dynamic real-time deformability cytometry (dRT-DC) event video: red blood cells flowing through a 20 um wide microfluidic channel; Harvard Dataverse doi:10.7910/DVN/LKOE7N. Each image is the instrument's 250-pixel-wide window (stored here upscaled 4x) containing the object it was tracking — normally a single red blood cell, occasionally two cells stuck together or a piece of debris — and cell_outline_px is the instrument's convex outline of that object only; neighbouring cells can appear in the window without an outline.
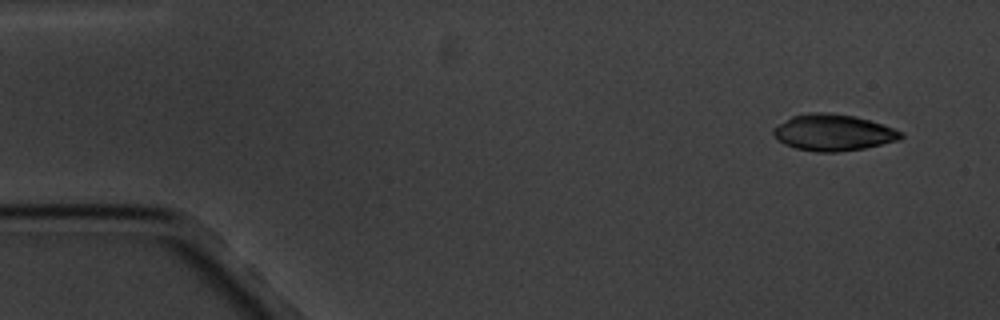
{"species": "common noctule bat (a hibernating species)", "species_latin": "Nyctalus noctula", "temperature_condition": "cold", "stored_images_in_passage": 5, "camera_frame_rate_fps": 3000, "um_per_image_px": 0.085, "animal": {"sex": "male", "body_mass_g": 20.1, "forearm_length_mm": 53.5}, "frame": {"image": 1, "passage_image": 1, "time_ms": 0.0, "image_size_px": [1000, 320], "cell_outline_px": [[904, 136], [900, 140], [864, 148], [836, 152], [816, 152], [796, 148], [784, 144], [772, 132], [772, 128], [792, 116], [808, 112], [828, 112], [856, 116], [904, 132]], "centroid_in_image_um": [70.83, 11.26], "position_along_channel_um": 14.2, "area_um2": 26.99}}
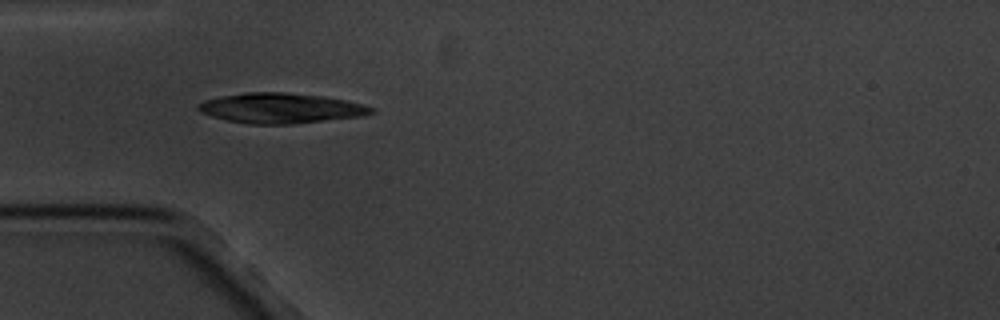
{"frame": {"image": 2, "passage_image": 4, "time_ms": 4.333, "image_size_px": [1000, 320], "cell_outline_px": [[376, 112], [364, 116], [292, 124], [248, 124], [228, 120], [212, 116], [200, 112], [196, 108], [196, 104], [204, 100], [220, 96], [244, 92], [284, 92], [320, 96], [344, 100], [364, 104], [376, 108]], "centroid_in_image_um": [23.87, 9.19], "position_along_channel_um": 61.1, "area_um2": 30.58}}
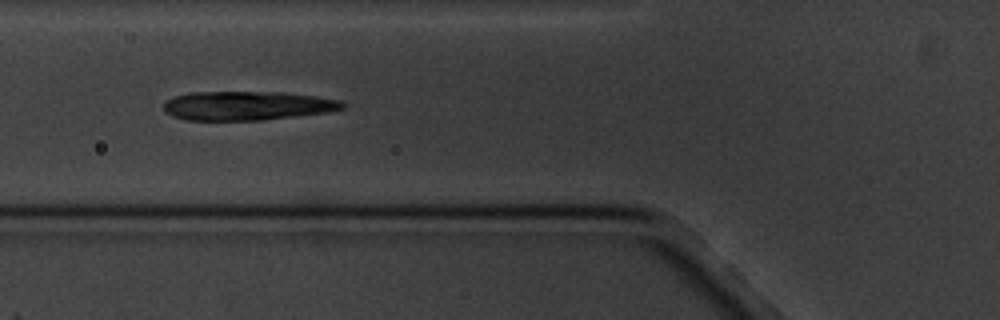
{"frame": {"image": 3, "passage_image": 5, "time_ms": 5.667, "image_size_px": [1000, 320], "cell_outline_px": [[348, 104], [344, 108], [328, 112], [260, 120], [188, 120], [172, 116], [164, 112], [164, 100], [172, 96], [188, 92], [284, 92], [316, 96], [340, 100]], "centroid_in_image_um": [20.98, 8.97], "position_along_channel_um": 104.8, "area_um2": 30.46}}